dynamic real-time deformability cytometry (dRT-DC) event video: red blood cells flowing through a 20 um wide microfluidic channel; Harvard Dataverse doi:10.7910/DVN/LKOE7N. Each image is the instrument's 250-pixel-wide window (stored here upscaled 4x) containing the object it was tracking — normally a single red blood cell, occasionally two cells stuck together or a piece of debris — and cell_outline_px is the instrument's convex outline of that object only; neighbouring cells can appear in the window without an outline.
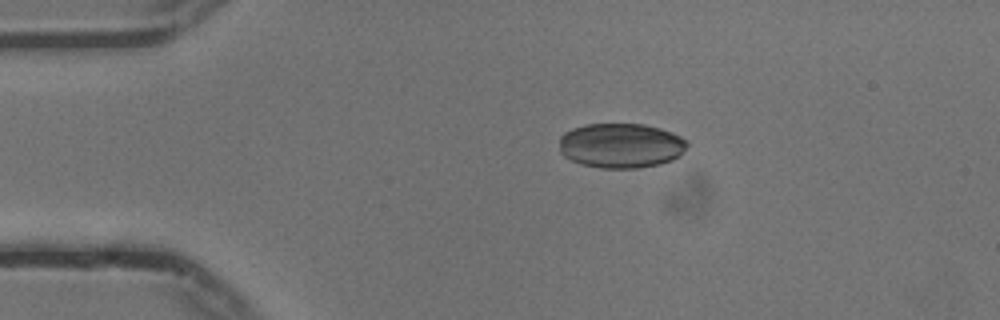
{"species": "common noctule bat (a hibernating species)", "species_latin": "Nyctalus noctula", "temperature_condition": "cold", "stored_images_in_passage": 45, "camera_frame_rate_fps": 3000, "um_per_image_px": 0.085, "animal": {"sex": "male", "body_mass_g": 13.3}, "frame": {"image": 1, "passage_image": 1, "time_ms": 0.0, "image_size_px": [1000, 320], "cell_outline_px": [[688, 144], [680, 156], [672, 160], [660, 164], [636, 168], [600, 168], [584, 164], [572, 160], [564, 156], [560, 152], [560, 136], [564, 132], [572, 128], [584, 124], [644, 124], [660, 128], [672, 132], [688, 140]], "centroid_in_image_um": [52.79, 12.36], "position_along_channel_um": 32.2, "area_um2": 33.52}}
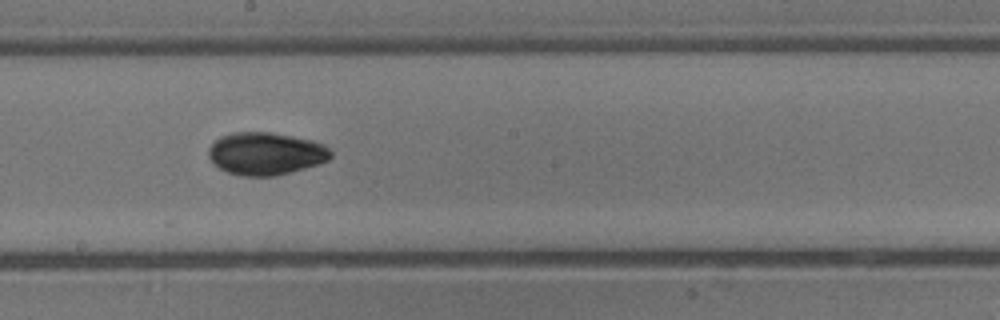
{"frame": {"image": 2, "passage_image": 20, "time_ms": 6.333, "image_size_px": [1000, 320], "cell_outline_px": [[332, 156], [328, 160], [320, 164], [292, 172], [276, 176], [240, 176], [228, 172], [220, 168], [208, 156], [208, 148], [212, 140], [220, 136], [232, 132], [272, 132], [312, 140], [324, 144], [332, 152]], "centroid_in_image_um": [22.59, 13.05], "position_along_channel_um": 225.6, "area_um2": 30.69}}
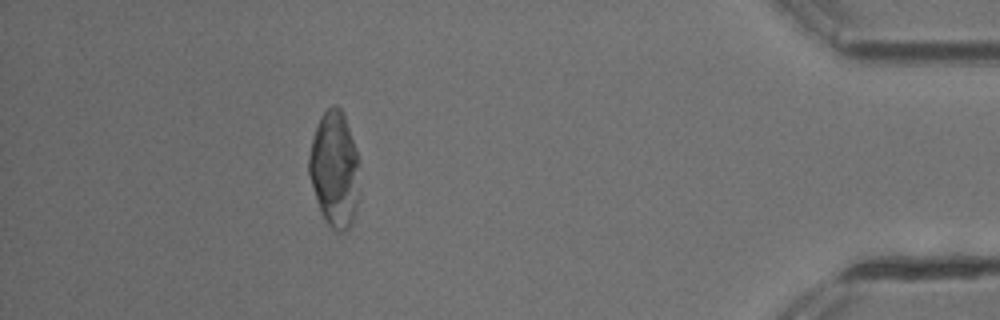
{"frame": {"image": 3, "passage_image": 39, "time_ms": 12.667, "image_size_px": [1000, 320], "cell_outline_px": [[356, 208], [352, 224], [344, 232], [340, 232], [332, 228], [328, 224], [316, 200], [308, 172], [308, 156], [312, 136], [316, 124], [320, 116], [332, 104], [336, 104], [344, 112], [356, 148]], "centroid_in_image_um": [28.38, 14.32], "position_along_channel_um": 406.8, "area_um2": 33.58}}